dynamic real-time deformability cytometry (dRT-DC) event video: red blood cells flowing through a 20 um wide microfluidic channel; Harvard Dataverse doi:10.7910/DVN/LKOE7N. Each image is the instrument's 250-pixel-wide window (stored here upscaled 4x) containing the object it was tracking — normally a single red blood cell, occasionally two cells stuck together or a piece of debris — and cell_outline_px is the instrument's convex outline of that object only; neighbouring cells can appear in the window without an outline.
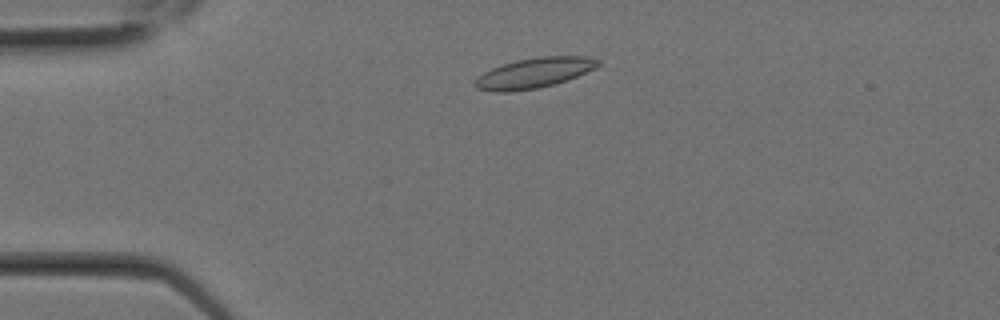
{"species": "Egyptian fruit bat (a non-hibernating species)", "species_latin": "Rousettus aegyptiacus", "temperature_condition": "room temperature", "stored_images_in_passage": 1, "camera_frame_rate_fps": 3000, "um_per_image_px": 0.085, "animal": {"sex": "female"}, "frame": {"image": 1, "passage_image": 1, "time_ms": 0.0, "image_size_px": [1000, 320], "cell_outline_px": [[600, 64], [596, 68], [556, 84], [536, 88], [512, 92], [492, 92], [476, 88], [472, 84], [484, 72], [492, 68], [516, 60], [540, 56], [584, 56], [600, 60]], "centroid_in_image_um": [45.39, 6.2], "position_along_channel_um": 39.6, "area_um2": 21.62}}